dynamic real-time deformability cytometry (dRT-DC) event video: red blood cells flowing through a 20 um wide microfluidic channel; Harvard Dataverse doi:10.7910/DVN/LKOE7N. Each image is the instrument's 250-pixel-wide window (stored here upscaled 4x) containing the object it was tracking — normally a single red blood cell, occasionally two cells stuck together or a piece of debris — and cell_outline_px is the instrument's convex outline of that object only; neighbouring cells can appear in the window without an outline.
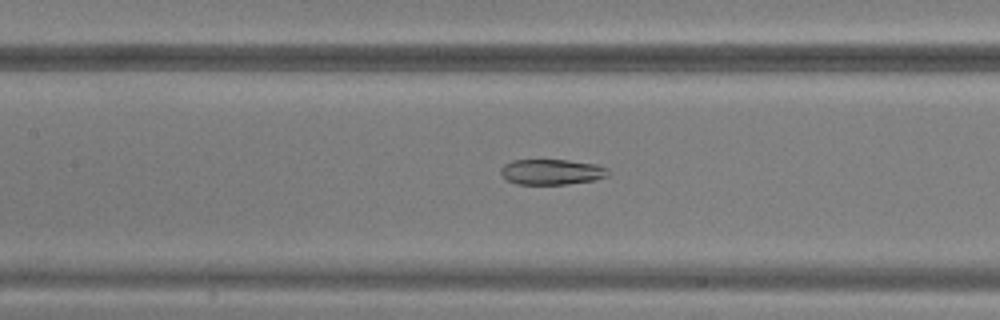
{"species": "common noctule bat (a hibernating species)", "species_latin": "Nyctalus noctula", "temperature_condition": "warm", "stored_images_in_passage": 49, "camera_frame_rate_fps": 3000, "um_per_image_px": 0.085, "animal": {"sex": "male", "body_mass_g": 20.5, "forearm_length_mm": 52.5}, "frame": {"image": 1, "passage_image": 23, "time_ms": 7.333, "image_size_px": [1000, 320], "cell_outline_px": [[608, 176], [596, 180], [564, 184], [516, 184], [508, 180], [500, 172], [500, 168], [504, 164], [512, 160], [568, 160], [596, 164], [608, 168]], "centroid_in_image_um": [46.9, 14.61], "position_along_channel_um": 160.5, "area_um2": 15.95}}
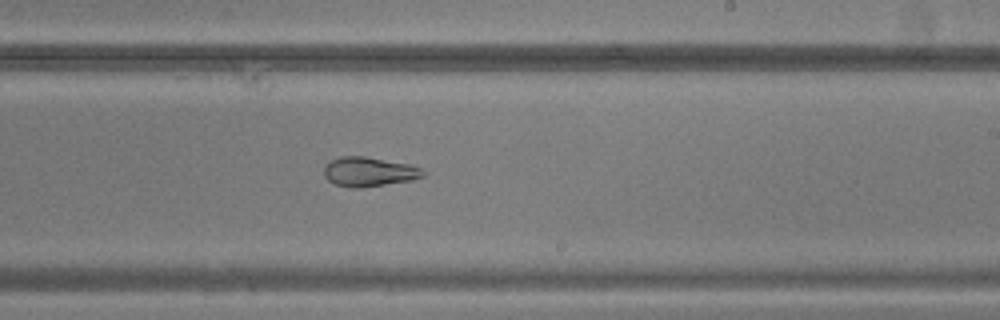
{"frame": {"image": 2, "passage_image": 30, "time_ms": 9.667, "image_size_px": [1000, 320], "cell_outline_px": [[424, 176], [412, 180], [360, 188], [352, 188], [336, 184], [328, 180], [324, 176], [324, 164], [328, 160], [340, 156], [364, 156], [408, 164], [420, 168], [424, 172]], "centroid_in_image_um": [31.31, 14.59], "position_along_channel_um": 257.7, "area_um2": 16.99}}
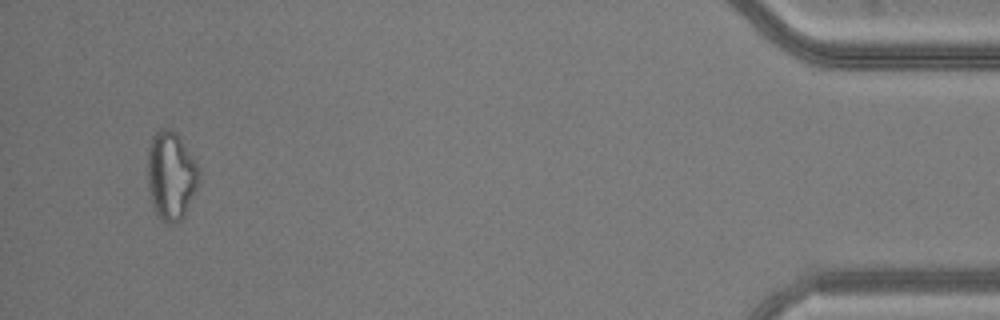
{"frame": {"image": 3, "passage_image": 47, "time_ms": 15.333, "image_size_px": [1000, 320], "cell_outline_px": [[200, 184], [184, 216], [176, 224], [168, 224], [156, 212], [152, 204], [148, 184], [148, 148], [152, 136], [160, 128], [168, 128], [176, 132], [196, 160], [200, 168]], "centroid_in_image_um": [14.58, 14.91], "position_along_channel_um": 420.6, "area_um2": 26.82}}